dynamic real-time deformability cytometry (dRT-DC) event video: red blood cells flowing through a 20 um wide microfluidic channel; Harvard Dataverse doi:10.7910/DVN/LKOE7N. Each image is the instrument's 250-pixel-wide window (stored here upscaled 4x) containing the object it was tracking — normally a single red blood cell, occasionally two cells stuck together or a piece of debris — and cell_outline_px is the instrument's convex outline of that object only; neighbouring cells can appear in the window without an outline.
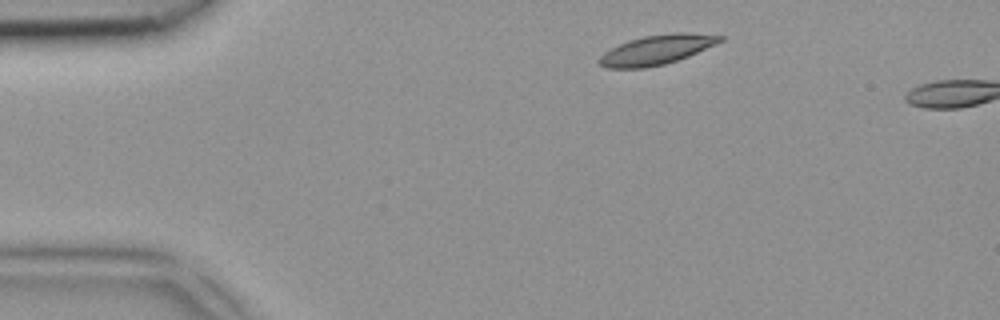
{"species": "common noctule bat (a hibernating species)", "species_latin": "Nyctalus noctula", "temperature_condition": "room temperature", "stored_images_in_passage": 2, "camera_frame_rate_fps": 3000, "um_per_image_px": 0.085, "animal": {"sex": "female", "body_mass_g": 18.4}, "frame": {"image": 1, "passage_image": 1, "time_ms": 0.0, "image_size_px": [1000, 320], "cell_outline_px": [[724, 40], [716, 44], [688, 56], [664, 64], [644, 68], [608, 68], [600, 64], [596, 60], [604, 52], [628, 40], [644, 36], [672, 32], [684, 32], [724, 36]], "centroid_in_image_um": [55.81, 4.22], "position_along_channel_um": 29.2, "area_um2": 20.69}}